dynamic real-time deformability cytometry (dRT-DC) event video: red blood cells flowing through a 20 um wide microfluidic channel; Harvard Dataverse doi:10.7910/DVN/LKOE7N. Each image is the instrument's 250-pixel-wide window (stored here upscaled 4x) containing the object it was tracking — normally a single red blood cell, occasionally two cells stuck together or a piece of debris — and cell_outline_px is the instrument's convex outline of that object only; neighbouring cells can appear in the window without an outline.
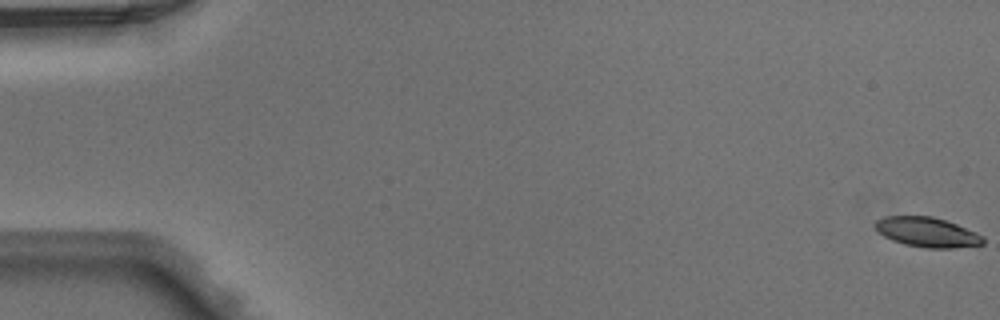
{"species": "Egyptian fruit bat (a non-hibernating species)", "species_latin": "Rousettus aegyptiacus", "temperature_condition": "warm", "stored_images_in_passage": 50, "camera_frame_rate_fps": 3000, "um_per_image_px": 0.085, "animal": {"sex": "male"}, "frame": {"image": 1, "passage_image": 1, "time_ms": 0.0, "image_size_px": [1000, 320], "cell_outline_px": [[984, 244], [952, 248], [928, 248], [904, 244], [892, 240], [884, 236], [876, 228], [876, 220], [884, 216], [932, 216], [956, 224], [976, 232], [984, 236]], "centroid_in_image_um": [78.83, 19.73], "position_along_channel_um": 6.2, "area_um2": 18.55}}
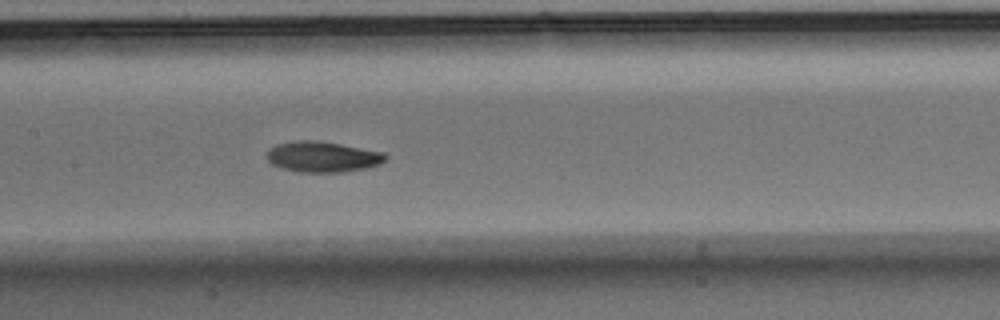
{"frame": {"image": 2, "passage_image": 25, "time_ms": 8.0, "image_size_px": [1000, 320], "cell_outline_px": [[388, 156], [380, 164], [364, 168], [344, 172], [300, 172], [284, 168], [272, 164], [264, 156], [268, 148], [276, 144], [296, 140], [316, 140], [340, 144], [384, 152]], "centroid_in_image_um": [27.38, 13.31], "position_along_channel_um": 180.0, "area_um2": 21.27}}
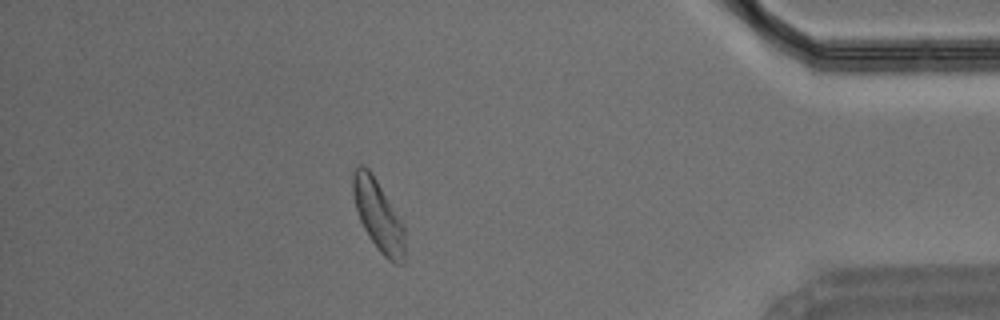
{"frame": {"image": 3, "passage_image": 44, "time_ms": 14.333, "image_size_px": [1000, 320], "cell_outline_px": [[404, 264], [396, 264], [388, 260], [380, 252], [368, 236], [360, 220], [356, 208], [352, 192], [352, 172], [360, 164], [368, 168], [376, 180], [404, 224]], "centroid_in_image_um": [32.15, 18.33], "position_along_channel_um": 403.1, "area_um2": 21.27}}